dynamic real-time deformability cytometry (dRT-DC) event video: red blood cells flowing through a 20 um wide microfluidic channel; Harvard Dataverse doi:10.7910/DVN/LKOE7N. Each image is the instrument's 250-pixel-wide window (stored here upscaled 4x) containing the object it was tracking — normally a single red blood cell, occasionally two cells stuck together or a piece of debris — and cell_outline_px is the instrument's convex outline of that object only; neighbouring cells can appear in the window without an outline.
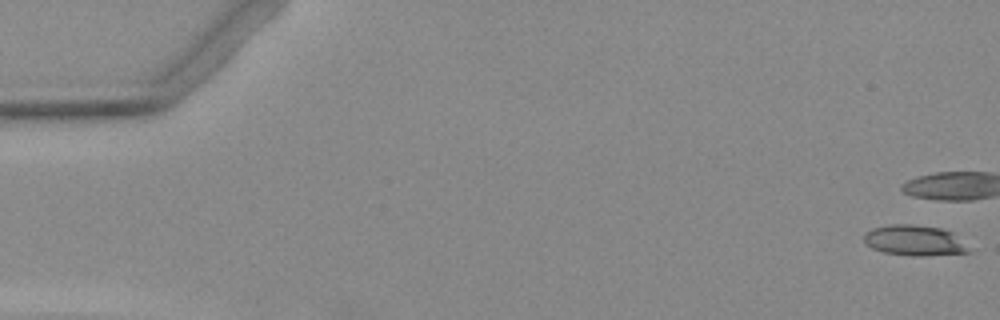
{"species": "Egyptian fruit bat (a non-hibernating species)", "species_latin": "Rousettus aegyptiacus", "temperature_condition": "warm", "stored_images_in_passage": 5, "camera_frame_rate_fps": 3000, "um_per_image_px": 0.085, "animal": {"sex": "female"}, "frame": {"image": 1, "passage_image": 1, "time_ms": 0.0, "image_size_px": [1000, 320], "cell_outline_px": [[976, 248], [972, 252], [924, 256], [912, 256], [884, 252], [872, 248], [864, 244], [864, 236], [872, 228], [888, 224], [912, 224], [940, 228], [952, 232]], "centroid_in_image_um": [77.83, 20.45], "position_along_channel_um": 7.2, "area_um2": 19.13}}